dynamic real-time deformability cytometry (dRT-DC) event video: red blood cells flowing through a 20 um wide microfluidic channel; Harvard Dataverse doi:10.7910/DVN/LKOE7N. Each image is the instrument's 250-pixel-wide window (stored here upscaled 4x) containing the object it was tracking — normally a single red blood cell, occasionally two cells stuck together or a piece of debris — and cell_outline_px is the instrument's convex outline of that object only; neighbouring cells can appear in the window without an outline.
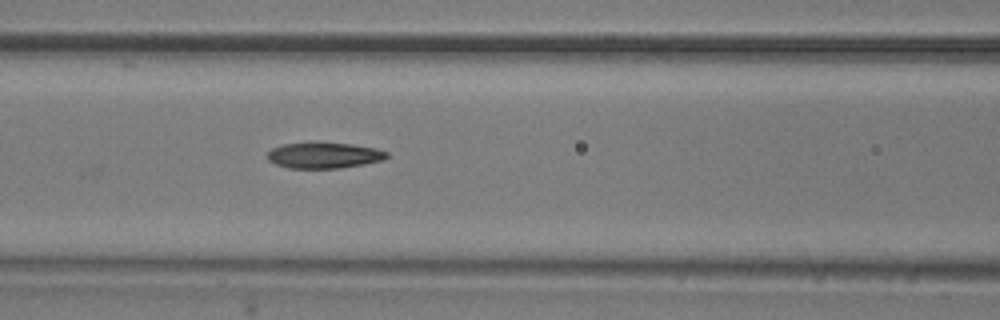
{"species": "common noctule bat (a hibernating species)", "species_latin": "Nyctalus noctula", "temperature_condition": "room temperature", "stored_images_in_passage": 5, "camera_frame_rate_fps": 3000, "um_per_image_px": 0.085, "animal": {"sex": "male", "body_mass_g": 20.5, "forearm_length_mm": 52.5}, "frame": {"image": 1, "passage_image": 5, "time_ms": 1.333, "image_size_px": [1000, 320], "cell_outline_px": [[388, 156], [380, 160], [340, 168], [288, 168], [276, 164], [268, 160], [268, 152], [272, 148], [284, 144], [352, 144], [376, 148], [388, 152]], "centroid_in_image_um": [27.52, 13.22], "position_along_channel_um": 139.1, "area_um2": 17.34}}